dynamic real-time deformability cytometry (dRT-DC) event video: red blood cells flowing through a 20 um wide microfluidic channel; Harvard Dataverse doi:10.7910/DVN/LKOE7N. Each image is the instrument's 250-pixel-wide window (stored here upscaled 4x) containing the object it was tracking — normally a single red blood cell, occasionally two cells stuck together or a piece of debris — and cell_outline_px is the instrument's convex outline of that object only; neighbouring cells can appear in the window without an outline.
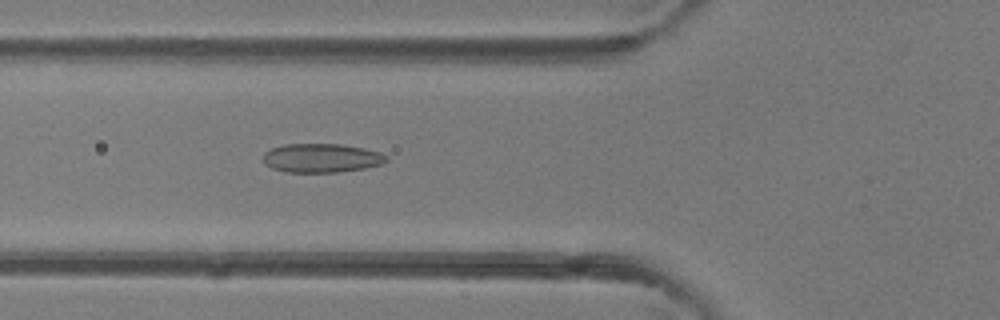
{"species": "common noctule bat (a hibernating species)", "species_latin": "Nyctalus noctula", "temperature_condition": "room temperature", "stored_images_in_passage": 33, "camera_frame_rate_fps": 3000, "um_per_image_px": 0.085, "animal": {"sex": "female"}, "frame": {"image": 1, "passage_image": 7, "time_ms": 2.0, "image_size_px": [1000, 320], "cell_outline_px": [[388, 160], [380, 164], [364, 168], [340, 172], [284, 172], [272, 168], [264, 164], [264, 152], [272, 148], [284, 144], [340, 144], [364, 148], [380, 152], [388, 156]], "centroid_in_image_um": [27.32, 13.43], "position_along_channel_um": 98.5, "area_um2": 20.81}}
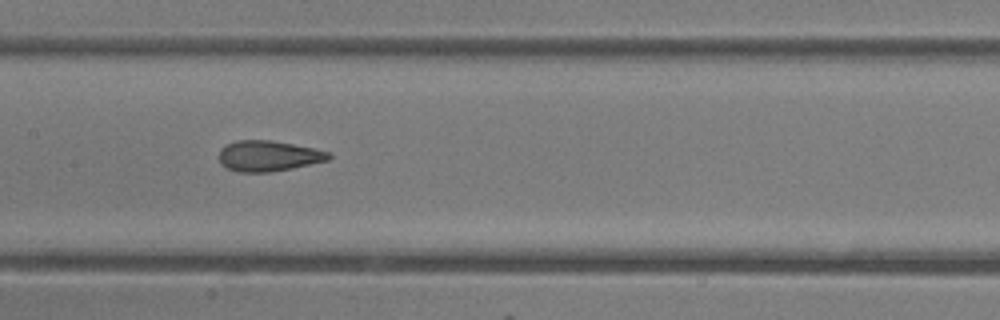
{"frame": {"image": 2, "passage_image": 13, "time_ms": 4.0, "image_size_px": [1000, 320], "cell_outline_px": [[332, 156], [328, 160], [292, 168], [268, 172], [240, 172], [228, 168], [220, 164], [220, 148], [236, 140], [272, 140], [312, 148], [328, 152]], "centroid_in_image_um": [22.79, 13.25], "position_along_channel_um": 184.6, "area_um2": 19.36}}
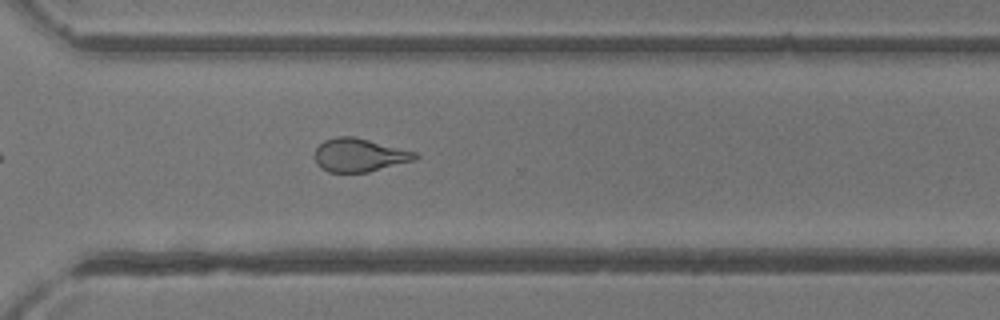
{"frame": {"image": 3, "passage_image": 24, "time_ms": 7.667, "image_size_px": [1000, 320], "cell_outline_px": [[420, 156], [416, 160], [368, 172], [328, 172], [320, 168], [316, 160], [316, 148], [324, 140], [336, 136], [352, 136], [416, 152]], "centroid_in_image_um": [30.55, 13.19], "position_along_channel_um": 340.0, "area_um2": 19.36}, "authors_computed_cell_mechanics": {"area_um2": 20.1722, "velocity_mm_per_s": 4.2521, "shape_relaxation_time_tau1_ms": 7.1985, "shape_relaxation_time_tau2_ms": 1.3965, "deformation_change_tau1": 0.1873, "deformation_change_tau2": 0.0888}}